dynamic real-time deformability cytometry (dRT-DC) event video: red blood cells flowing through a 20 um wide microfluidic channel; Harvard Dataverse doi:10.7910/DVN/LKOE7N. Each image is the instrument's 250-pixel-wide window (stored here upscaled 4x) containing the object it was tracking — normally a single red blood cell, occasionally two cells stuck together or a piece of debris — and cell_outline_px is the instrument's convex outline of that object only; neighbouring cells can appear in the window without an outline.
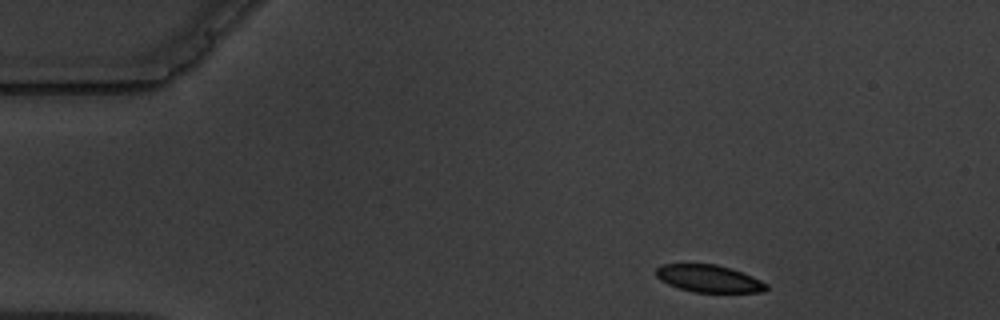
{"species": "common noctule bat (a hibernating species)", "species_latin": "Nyctalus noctula", "temperature_condition": "warm", "stored_images_in_passage": 3, "camera_frame_rate_fps": 3000, "um_per_image_px": 0.085, "animal": {"sex": "male", "body_mass_g": 19.5, "forearm_length_mm": 54.6}, "frame": {"image": 1, "passage_image": 1, "time_ms": 0.0, "image_size_px": [1000, 320], "cell_outline_px": [[768, 288], [764, 292], [692, 292], [668, 284], [660, 280], [656, 276], [656, 268], [660, 264], [716, 264], [732, 268], [752, 276], [768, 284]], "centroid_in_image_um": [60.25, 23.67], "position_along_channel_um": 24.7, "area_um2": 17.63}}